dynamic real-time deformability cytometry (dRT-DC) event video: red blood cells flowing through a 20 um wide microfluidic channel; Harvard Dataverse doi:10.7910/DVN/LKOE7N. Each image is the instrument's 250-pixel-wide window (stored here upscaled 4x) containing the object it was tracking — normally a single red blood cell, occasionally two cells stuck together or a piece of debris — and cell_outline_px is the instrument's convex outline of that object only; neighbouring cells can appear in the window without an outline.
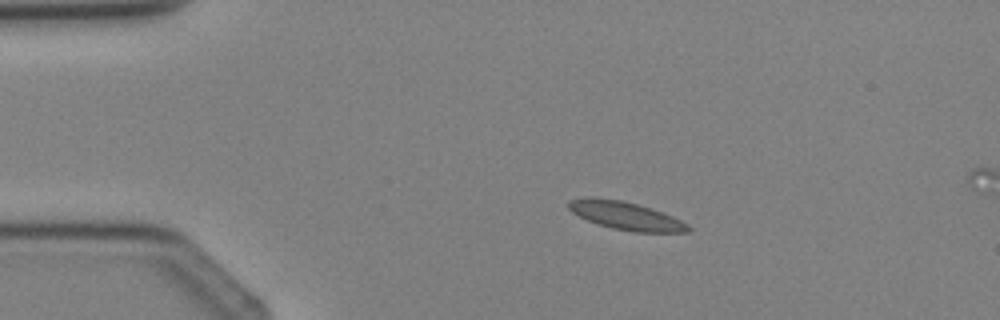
{"species": "Egyptian fruit bat (a non-hibernating species)", "species_latin": "Rousettus aegyptiacus", "temperature_condition": "cold", "stored_images_in_passage": 4, "camera_frame_rate_fps": 3000, "um_per_image_px": 0.085, "animal": {"sex": "female"}, "frame": {"image": 1, "passage_image": 3, "time_ms": 2.333, "image_size_px": [1000, 320], "cell_outline_px": [[692, 228], [688, 232], [636, 232], [612, 228], [588, 220], [572, 212], [568, 208], [568, 200], [588, 196], [592, 196], [620, 200], [636, 204], [672, 216], [688, 224]], "centroid_in_image_um": [53.16, 18.33], "position_along_channel_um": 31.8, "area_um2": 19.31}}